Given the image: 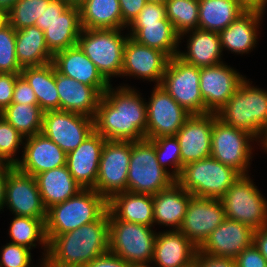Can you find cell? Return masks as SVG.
<instances>
[{"instance_id": "6da1fadb", "label": "cell", "mask_w": 267, "mask_h": 267, "mask_svg": "<svg viewBox=\"0 0 267 267\" xmlns=\"http://www.w3.org/2000/svg\"><path fill=\"white\" fill-rule=\"evenodd\" d=\"M134 87H112L103 93L94 116V130L109 141L146 139L147 105Z\"/></svg>"}, {"instance_id": "7a4b0ae2", "label": "cell", "mask_w": 267, "mask_h": 267, "mask_svg": "<svg viewBox=\"0 0 267 267\" xmlns=\"http://www.w3.org/2000/svg\"><path fill=\"white\" fill-rule=\"evenodd\" d=\"M49 267H85L109 252V211L98 220L60 235H46Z\"/></svg>"}, {"instance_id": "3957f363", "label": "cell", "mask_w": 267, "mask_h": 267, "mask_svg": "<svg viewBox=\"0 0 267 267\" xmlns=\"http://www.w3.org/2000/svg\"><path fill=\"white\" fill-rule=\"evenodd\" d=\"M217 116L225 124L251 134L259 143L267 129V90L254 87L245 78Z\"/></svg>"}, {"instance_id": "277c9868", "label": "cell", "mask_w": 267, "mask_h": 267, "mask_svg": "<svg viewBox=\"0 0 267 267\" xmlns=\"http://www.w3.org/2000/svg\"><path fill=\"white\" fill-rule=\"evenodd\" d=\"M107 200L94 189H81L75 196L47 209L46 235H60L98 220L107 211Z\"/></svg>"}, {"instance_id": "5b68a950", "label": "cell", "mask_w": 267, "mask_h": 267, "mask_svg": "<svg viewBox=\"0 0 267 267\" xmlns=\"http://www.w3.org/2000/svg\"><path fill=\"white\" fill-rule=\"evenodd\" d=\"M240 173L212 157L183 166L176 182L194 197L220 199Z\"/></svg>"}, {"instance_id": "8992f818", "label": "cell", "mask_w": 267, "mask_h": 267, "mask_svg": "<svg viewBox=\"0 0 267 267\" xmlns=\"http://www.w3.org/2000/svg\"><path fill=\"white\" fill-rule=\"evenodd\" d=\"M174 182L176 179L158 163L151 140L131 141L127 191L153 196Z\"/></svg>"}, {"instance_id": "52a82bcc", "label": "cell", "mask_w": 267, "mask_h": 267, "mask_svg": "<svg viewBox=\"0 0 267 267\" xmlns=\"http://www.w3.org/2000/svg\"><path fill=\"white\" fill-rule=\"evenodd\" d=\"M123 30L82 28L77 41L80 49L109 83L111 77H121L124 46L129 37V34H122Z\"/></svg>"}, {"instance_id": "ba28073f", "label": "cell", "mask_w": 267, "mask_h": 267, "mask_svg": "<svg viewBox=\"0 0 267 267\" xmlns=\"http://www.w3.org/2000/svg\"><path fill=\"white\" fill-rule=\"evenodd\" d=\"M156 237L151 226L125 222L109 212V252L130 265L151 264Z\"/></svg>"}, {"instance_id": "9c48e42d", "label": "cell", "mask_w": 267, "mask_h": 267, "mask_svg": "<svg viewBox=\"0 0 267 267\" xmlns=\"http://www.w3.org/2000/svg\"><path fill=\"white\" fill-rule=\"evenodd\" d=\"M248 175H240L220 199L226 218L257 230L267 227V200Z\"/></svg>"}, {"instance_id": "30bf717a", "label": "cell", "mask_w": 267, "mask_h": 267, "mask_svg": "<svg viewBox=\"0 0 267 267\" xmlns=\"http://www.w3.org/2000/svg\"><path fill=\"white\" fill-rule=\"evenodd\" d=\"M160 86L191 115H204L200 92V68L177 56L170 58Z\"/></svg>"}, {"instance_id": "8fae6325", "label": "cell", "mask_w": 267, "mask_h": 267, "mask_svg": "<svg viewBox=\"0 0 267 267\" xmlns=\"http://www.w3.org/2000/svg\"><path fill=\"white\" fill-rule=\"evenodd\" d=\"M257 140L249 133L225 124L218 117L213 122L211 157L232 167L241 175L248 174L252 161V143Z\"/></svg>"}, {"instance_id": "7c38bea8", "label": "cell", "mask_w": 267, "mask_h": 267, "mask_svg": "<svg viewBox=\"0 0 267 267\" xmlns=\"http://www.w3.org/2000/svg\"><path fill=\"white\" fill-rule=\"evenodd\" d=\"M130 155L131 141H105L93 189L107 201L113 195L127 191Z\"/></svg>"}, {"instance_id": "4fadbf2b", "label": "cell", "mask_w": 267, "mask_h": 267, "mask_svg": "<svg viewBox=\"0 0 267 267\" xmlns=\"http://www.w3.org/2000/svg\"><path fill=\"white\" fill-rule=\"evenodd\" d=\"M94 131V119L75 112L54 110L43 115L42 131L66 154L75 150Z\"/></svg>"}, {"instance_id": "5bb4252c", "label": "cell", "mask_w": 267, "mask_h": 267, "mask_svg": "<svg viewBox=\"0 0 267 267\" xmlns=\"http://www.w3.org/2000/svg\"><path fill=\"white\" fill-rule=\"evenodd\" d=\"M147 105L146 139L175 136L191 116L160 85H154Z\"/></svg>"}, {"instance_id": "9a60e30c", "label": "cell", "mask_w": 267, "mask_h": 267, "mask_svg": "<svg viewBox=\"0 0 267 267\" xmlns=\"http://www.w3.org/2000/svg\"><path fill=\"white\" fill-rule=\"evenodd\" d=\"M245 78L224 62L200 68V92L205 104V114L217 113Z\"/></svg>"}, {"instance_id": "2e32d148", "label": "cell", "mask_w": 267, "mask_h": 267, "mask_svg": "<svg viewBox=\"0 0 267 267\" xmlns=\"http://www.w3.org/2000/svg\"><path fill=\"white\" fill-rule=\"evenodd\" d=\"M226 220L221 199L192 197L179 231L197 248Z\"/></svg>"}, {"instance_id": "e0dca14e", "label": "cell", "mask_w": 267, "mask_h": 267, "mask_svg": "<svg viewBox=\"0 0 267 267\" xmlns=\"http://www.w3.org/2000/svg\"><path fill=\"white\" fill-rule=\"evenodd\" d=\"M5 206L17 216L47 217L35 177L22 173L16 167L8 173L6 180Z\"/></svg>"}, {"instance_id": "ac0fdd59", "label": "cell", "mask_w": 267, "mask_h": 267, "mask_svg": "<svg viewBox=\"0 0 267 267\" xmlns=\"http://www.w3.org/2000/svg\"><path fill=\"white\" fill-rule=\"evenodd\" d=\"M169 60L166 53L128 37L124 46L121 76L137 77L160 85Z\"/></svg>"}, {"instance_id": "d6986e66", "label": "cell", "mask_w": 267, "mask_h": 267, "mask_svg": "<svg viewBox=\"0 0 267 267\" xmlns=\"http://www.w3.org/2000/svg\"><path fill=\"white\" fill-rule=\"evenodd\" d=\"M217 113L191 115L175 135L183 165L211 157L213 122Z\"/></svg>"}, {"instance_id": "ffe728a7", "label": "cell", "mask_w": 267, "mask_h": 267, "mask_svg": "<svg viewBox=\"0 0 267 267\" xmlns=\"http://www.w3.org/2000/svg\"><path fill=\"white\" fill-rule=\"evenodd\" d=\"M22 156L15 167L22 173L35 176L66 165L67 154L43 133L25 138Z\"/></svg>"}, {"instance_id": "44dd1931", "label": "cell", "mask_w": 267, "mask_h": 267, "mask_svg": "<svg viewBox=\"0 0 267 267\" xmlns=\"http://www.w3.org/2000/svg\"><path fill=\"white\" fill-rule=\"evenodd\" d=\"M253 235L250 226L226 218L198 249L213 256L235 258L253 244Z\"/></svg>"}, {"instance_id": "7402d4cb", "label": "cell", "mask_w": 267, "mask_h": 267, "mask_svg": "<svg viewBox=\"0 0 267 267\" xmlns=\"http://www.w3.org/2000/svg\"><path fill=\"white\" fill-rule=\"evenodd\" d=\"M105 141L106 139L94 130L75 150L67 153L68 170L83 189L95 187Z\"/></svg>"}, {"instance_id": "603a6c76", "label": "cell", "mask_w": 267, "mask_h": 267, "mask_svg": "<svg viewBox=\"0 0 267 267\" xmlns=\"http://www.w3.org/2000/svg\"><path fill=\"white\" fill-rule=\"evenodd\" d=\"M52 63L58 73L96 87L102 94L111 85L78 45L54 53Z\"/></svg>"}, {"instance_id": "cb8c5ba5", "label": "cell", "mask_w": 267, "mask_h": 267, "mask_svg": "<svg viewBox=\"0 0 267 267\" xmlns=\"http://www.w3.org/2000/svg\"><path fill=\"white\" fill-rule=\"evenodd\" d=\"M197 247L179 230L158 232L152 267H192Z\"/></svg>"}, {"instance_id": "d4e9b609", "label": "cell", "mask_w": 267, "mask_h": 267, "mask_svg": "<svg viewBox=\"0 0 267 267\" xmlns=\"http://www.w3.org/2000/svg\"><path fill=\"white\" fill-rule=\"evenodd\" d=\"M56 88L60 99V110L75 112L94 118L103 94L73 78L56 71Z\"/></svg>"}, {"instance_id": "484cf974", "label": "cell", "mask_w": 267, "mask_h": 267, "mask_svg": "<svg viewBox=\"0 0 267 267\" xmlns=\"http://www.w3.org/2000/svg\"><path fill=\"white\" fill-rule=\"evenodd\" d=\"M187 34H190L187 40V52L179 50L178 58L199 68L218 65L223 62L219 32L201 29L189 30L179 35V43Z\"/></svg>"}, {"instance_id": "4316f807", "label": "cell", "mask_w": 267, "mask_h": 267, "mask_svg": "<svg viewBox=\"0 0 267 267\" xmlns=\"http://www.w3.org/2000/svg\"><path fill=\"white\" fill-rule=\"evenodd\" d=\"M264 14L256 11H245L227 28L219 32L222 52L249 53L257 45L258 31Z\"/></svg>"}, {"instance_id": "83f0119b", "label": "cell", "mask_w": 267, "mask_h": 267, "mask_svg": "<svg viewBox=\"0 0 267 267\" xmlns=\"http://www.w3.org/2000/svg\"><path fill=\"white\" fill-rule=\"evenodd\" d=\"M192 197L177 182L153 195L154 225L171 226L169 230H179Z\"/></svg>"}, {"instance_id": "f1b7e54d", "label": "cell", "mask_w": 267, "mask_h": 267, "mask_svg": "<svg viewBox=\"0 0 267 267\" xmlns=\"http://www.w3.org/2000/svg\"><path fill=\"white\" fill-rule=\"evenodd\" d=\"M129 37L139 44L156 48L166 53L170 58L177 56L179 49V34L168 19L151 22H132Z\"/></svg>"}, {"instance_id": "f546056e", "label": "cell", "mask_w": 267, "mask_h": 267, "mask_svg": "<svg viewBox=\"0 0 267 267\" xmlns=\"http://www.w3.org/2000/svg\"><path fill=\"white\" fill-rule=\"evenodd\" d=\"M107 209L119 220L154 227L152 195L121 192L107 201Z\"/></svg>"}, {"instance_id": "4dcf8cb0", "label": "cell", "mask_w": 267, "mask_h": 267, "mask_svg": "<svg viewBox=\"0 0 267 267\" xmlns=\"http://www.w3.org/2000/svg\"><path fill=\"white\" fill-rule=\"evenodd\" d=\"M46 209L64 202L83 189L72 177L67 165L34 176Z\"/></svg>"}, {"instance_id": "1f68e13d", "label": "cell", "mask_w": 267, "mask_h": 267, "mask_svg": "<svg viewBox=\"0 0 267 267\" xmlns=\"http://www.w3.org/2000/svg\"><path fill=\"white\" fill-rule=\"evenodd\" d=\"M21 75L34 90L38 105L44 112L60 110L56 69L52 62L42 66L24 67Z\"/></svg>"}, {"instance_id": "d6a6232c", "label": "cell", "mask_w": 267, "mask_h": 267, "mask_svg": "<svg viewBox=\"0 0 267 267\" xmlns=\"http://www.w3.org/2000/svg\"><path fill=\"white\" fill-rule=\"evenodd\" d=\"M16 57L22 68L52 62L53 53L46 45L44 32L36 25L16 30Z\"/></svg>"}, {"instance_id": "836d02e7", "label": "cell", "mask_w": 267, "mask_h": 267, "mask_svg": "<svg viewBox=\"0 0 267 267\" xmlns=\"http://www.w3.org/2000/svg\"><path fill=\"white\" fill-rule=\"evenodd\" d=\"M81 30L80 9L68 7L44 31L46 45L53 54L76 46Z\"/></svg>"}, {"instance_id": "e575fe53", "label": "cell", "mask_w": 267, "mask_h": 267, "mask_svg": "<svg viewBox=\"0 0 267 267\" xmlns=\"http://www.w3.org/2000/svg\"><path fill=\"white\" fill-rule=\"evenodd\" d=\"M83 29H124L119 0H85L79 7Z\"/></svg>"}, {"instance_id": "d590c367", "label": "cell", "mask_w": 267, "mask_h": 267, "mask_svg": "<svg viewBox=\"0 0 267 267\" xmlns=\"http://www.w3.org/2000/svg\"><path fill=\"white\" fill-rule=\"evenodd\" d=\"M199 29L220 32L241 16L245 10L236 0H198Z\"/></svg>"}, {"instance_id": "8d00e7d4", "label": "cell", "mask_w": 267, "mask_h": 267, "mask_svg": "<svg viewBox=\"0 0 267 267\" xmlns=\"http://www.w3.org/2000/svg\"><path fill=\"white\" fill-rule=\"evenodd\" d=\"M46 219L32 218L28 216L14 215L9 227V236L11 243L24 246L30 250L39 243L43 249L44 262L48 252V240L45 233ZM37 242V243H36Z\"/></svg>"}, {"instance_id": "74e56055", "label": "cell", "mask_w": 267, "mask_h": 267, "mask_svg": "<svg viewBox=\"0 0 267 267\" xmlns=\"http://www.w3.org/2000/svg\"><path fill=\"white\" fill-rule=\"evenodd\" d=\"M0 115L25 138L42 131L44 111L39 105L11 103Z\"/></svg>"}, {"instance_id": "f35d334b", "label": "cell", "mask_w": 267, "mask_h": 267, "mask_svg": "<svg viewBox=\"0 0 267 267\" xmlns=\"http://www.w3.org/2000/svg\"><path fill=\"white\" fill-rule=\"evenodd\" d=\"M165 7L166 17L179 35L199 29L198 0H166Z\"/></svg>"}, {"instance_id": "ab89813d", "label": "cell", "mask_w": 267, "mask_h": 267, "mask_svg": "<svg viewBox=\"0 0 267 267\" xmlns=\"http://www.w3.org/2000/svg\"><path fill=\"white\" fill-rule=\"evenodd\" d=\"M52 0H18L6 13L7 22L15 29L35 25Z\"/></svg>"}, {"instance_id": "60d3db41", "label": "cell", "mask_w": 267, "mask_h": 267, "mask_svg": "<svg viewBox=\"0 0 267 267\" xmlns=\"http://www.w3.org/2000/svg\"><path fill=\"white\" fill-rule=\"evenodd\" d=\"M151 141L154 143L157 160L160 166L177 179L184 165L181 162V147L176 136H162L151 139ZM167 165L172 167V172L170 169L168 170Z\"/></svg>"}, {"instance_id": "b9f144b4", "label": "cell", "mask_w": 267, "mask_h": 267, "mask_svg": "<svg viewBox=\"0 0 267 267\" xmlns=\"http://www.w3.org/2000/svg\"><path fill=\"white\" fill-rule=\"evenodd\" d=\"M16 57V30L6 22L0 27V73L21 74Z\"/></svg>"}, {"instance_id": "7bdbcfd3", "label": "cell", "mask_w": 267, "mask_h": 267, "mask_svg": "<svg viewBox=\"0 0 267 267\" xmlns=\"http://www.w3.org/2000/svg\"><path fill=\"white\" fill-rule=\"evenodd\" d=\"M24 139L25 137L0 115V162L15 166L20 161L16 153L24 145Z\"/></svg>"}, {"instance_id": "ee69618b", "label": "cell", "mask_w": 267, "mask_h": 267, "mask_svg": "<svg viewBox=\"0 0 267 267\" xmlns=\"http://www.w3.org/2000/svg\"><path fill=\"white\" fill-rule=\"evenodd\" d=\"M0 253V267H34L31 265V250L14 243L2 246Z\"/></svg>"}, {"instance_id": "f6af8a7d", "label": "cell", "mask_w": 267, "mask_h": 267, "mask_svg": "<svg viewBox=\"0 0 267 267\" xmlns=\"http://www.w3.org/2000/svg\"><path fill=\"white\" fill-rule=\"evenodd\" d=\"M12 103L38 105L34 90L21 74L14 85Z\"/></svg>"}, {"instance_id": "bcb514c9", "label": "cell", "mask_w": 267, "mask_h": 267, "mask_svg": "<svg viewBox=\"0 0 267 267\" xmlns=\"http://www.w3.org/2000/svg\"><path fill=\"white\" fill-rule=\"evenodd\" d=\"M234 259L236 267H267L266 259L254 244L245 248Z\"/></svg>"}, {"instance_id": "7dc6e473", "label": "cell", "mask_w": 267, "mask_h": 267, "mask_svg": "<svg viewBox=\"0 0 267 267\" xmlns=\"http://www.w3.org/2000/svg\"><path fill=\"white\" fill-rule=\"evenodd\" d=\"M193 267H236V263L234 258L209 255L197 248Z\"/></svg>"}, {"instance_id": "c3c4849f", "label": "cell", "mask_w": 267, "mask_h": 267, "mask_svg": "<svg viewBox=\"0 0 267 267\" xmlns=\"http://www.w3.org/2000/svg\"><path fill=\"white\" fill-rule=\"evenodd\" d=\"M68 7L69 6L63 0H52L41 17L37 19L35 25L43 32L46 31L47 26L60 17Z\"/></svg>"}, {"instance_id": "681fc988", "label": "cell", "mask_w": 267, "mask_h": 267, "mask_svg": "<svg viewBox=\"0 0 267 267\" xmlns=\"http://www.w3.org/2000/svg\"><path fill=\"white\" fill-rule=\"evenodd\" d=\"M19 75L0 73V113L12 103L14 85Z\"/></svg>"}, {"instance_id": "f907efd6", "label": "cell", "mask_w": 267, "mask_h": 267, "mask_svg": "<svg viewBox=\"0 0 267 267\" xmlns=\"http://www.w3.org/2000/svg\"><path fill=\"white\" fill-rule=\"evenodd\" d=\"M168 19L165 4L147 2L133 22H151Z\"/></svg>"}, {"instance_id": "816d5d0a", "label": "cell", "mask_w": 267, "mask_h": 267, "mask_svg": "<svg viewBox=\"0 0 267 267\" xmlns=\"http://www.w3.org/2000/svg\"><path fill=\"white\" fill-rule=\"evenodd\" d=\"M147 0H119L122 21L128 27L146 5Z\"/></svg>"}, {"instance_id": "f5cc1de1", "label": "cell", "mask_w": 267, "mask_h": 267, "mask_svg": "<svg viewBox=\"0 0 267 267\" xmlns=\"http://www.w3.org/2000/svg\"><path fill=\"white\" fill-rule=\"evenodd\" d=\"M85 267H130V264L110 252L97 257Z\"/></svg>"}, {"instance_id": "db71d44e", "label": "cell", "mask_w": 267, "mask_h": 267, "mask_svg": "<svg viewBox=\"0 0 267 267\" xmlns=\"http://www.w3.org/2000/svg\"><path fill=\"white\" fill-rule=\"evenodd\" d=\"M253 244L267 261V227L254 230Z\"/></svg>"}, {"instance_id": "11a10c76", "label": "cell", "mask_w": 267, "mask_h": 267, "mask_svg": "<svg viewBox=\"0 0 267 267\" xmlns=\"http://www.w3.org/2000/svg\"><path fill=\"white\" fill-rule=\"evenodd\" d=\"M15 166L7 163L0 162V211L4 209L5 204V191H6V180L8 177V173L14 168Z\"/></svg>"}, {"instance_id": "9f6ffc18", "label": "cell", "mask_w": 267, "mask_h": 267, "mask_svg": "<svg viewBox=\"0 0 267 267\" xmlns=\"http://www.w3.org/2000/svg\"><path fill=\"white\" fill-rule=\"evenodd\" d=\"M245 11H256L264 14L267 0H236Z\"/></svg>"}, {"instance_id": "6f0895ef", "label": "cell", "mask_w": 267, "mask_h": 267, "mask_svg": "<svg viewBox=\"0 0 267 267\" xmlns=\"http://www.w3.org/2000/svg\"><path fill=\"white\" fill-rule=\"evenodd\" d=\"M18 0H0V10L7 13Z\"/></svg>"}, {"instance_id": "680465c9", "label": "cell", "mask_w": 267, "mask_h": 267, "mask_svg": "<svg viewBox=\"0 0 267 267\" xmlns=\"http://www.w3.org/2000/svg\"><path fill=\"white\" fill-rule=\"evenodd\" d=\"M69 7H80L85 0H63Z\"/></svg>"}, {"instance_id": "91938a15", "label": "cell", "mask_w": 267, "mask_h": 267, "mask_svg": "<svg viewBox=\"0 0 267 267\" xmlns=\"http://www.w3.org/2000/svg\"><path fill=\"white\" fill-rule=\"evenodd\" d=\"M259 143L262 144L261 147H264L263 150H265L267 153V129L265 130L264 135Z\"/></svg>"}, {"instance_id": "94428289", "label": "cell", "mask_w": 267, "mask_h": 267, "mask_svg": "<svg viewBox=\"0 0 267 267\" xmlns=\"http://www.w3.org/2000/svg\"><path fill=\"white\" fill-rule=\"evenodd\" d=\"M6 22V13L0 10V27L3 26Z\"/></svg>"}, {"instance_id": "6125c7cd", "label": "cell", "mask_w": 267, "mask_h": 267, "mask_svg": "<svg viewBox=\"0 0 267 267\" xmlns=\"http://www.w3.org/2000/svg\"><path fill=\"white\" fill-rule=\"evenodd\" d=\"M130 267H152L150 264H135V265H130Z\"/></svg>"}, {"instance_id": "be15d7a7", "label": "cell", "mask_w": 267, "mask_h": 267, "mask_svg": "<svg viewBox=\"0 0 267 267\" xmlns=\"http://www.w3.org/2000/svg\"><path fill=\"white\" fill-rule=\"evenodd\" d=\"M147 2L165 4L166 0H147Z\"/></svg>"}, {"instance_id": "e7e4bbea", "label": "cell", "mask_w": 267, "mask_h": 267, "mask_svg": "<svg viewBox=\"0 0 267 267\" xmlns=\"http://www.w3.org/2000/svg\"><path fill=\"white\" fill-rule=\"evenodd\" d=\"M41 264L39 265L40 267H49L47 266L44 262H40Z\"/></svg>"}]
</instances>
